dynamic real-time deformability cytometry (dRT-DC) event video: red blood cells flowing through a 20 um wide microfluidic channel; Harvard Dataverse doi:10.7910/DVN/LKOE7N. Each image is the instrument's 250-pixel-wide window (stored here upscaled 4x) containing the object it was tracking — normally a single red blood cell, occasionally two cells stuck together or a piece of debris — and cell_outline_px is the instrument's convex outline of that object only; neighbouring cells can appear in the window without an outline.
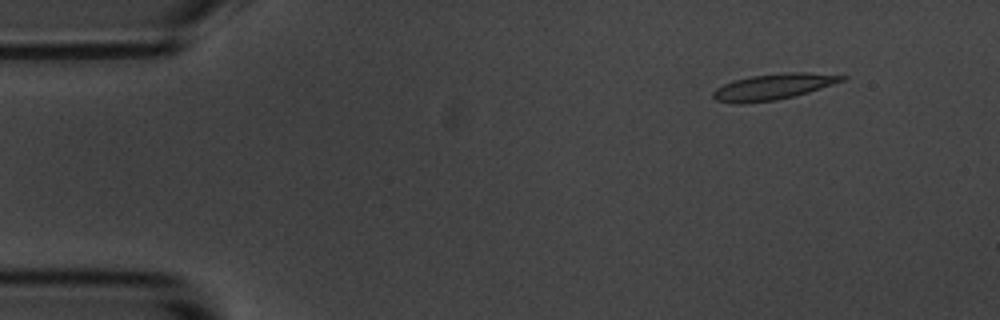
{"species": "common noctule bat (a hibernating species)", "species_latin": "Nyctalus noctula", "temperature_condition": "room temperature", "stored_images_in_passage": 5, "camera_frame_rate_fps": 3000, "um_per_image_px": 0.085, "animal": {"sex": "male", "body_mass_g": 20.1, "forearm_length_mm": 53.5}, "frame": {"image": 1, "passage_image": 2, "time_ms": 1.333, "image_size_px": [1000, 320], "cell_outline_px": [[848, 76], [844, 80], [808, 92], [776, 100], [744, 104], [736, 104], [716, 100], [712, 96], [712, 92], [716, 88], [732, 80], [752, 76], [784, 72], [804, 72]], "centroid_in_image_um": [65.66, 7.38], "position_along_channel_um": 19.3, "area_um2": 19.36}}
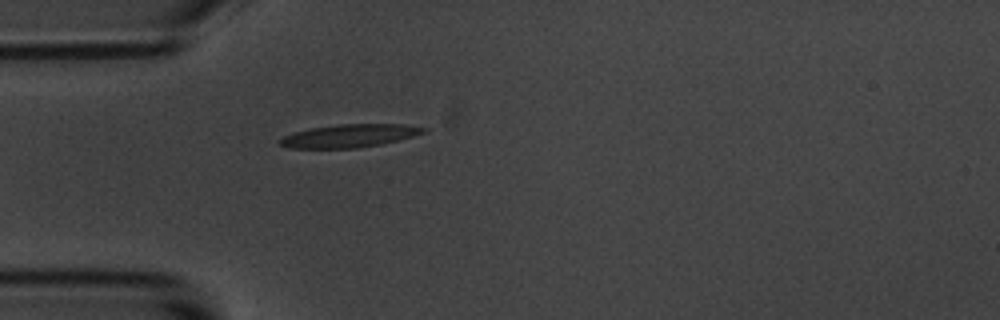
{"frame": {"image": 2, "passage_image": 5, "time_ms": 4.667, "image_size_px": [1000, 320], "cell_outline_px": [[428, 132], [380, 144], [356, 148], [288, 148], [280, 144], [276, 140], [292, 132], [308, 128], [340, 124], [408, 124], [428, 128]], "centroid_in_image_um": [29.68, 11.53], "position_along_channel_um": 55.3, "area_um2": 19.42}}